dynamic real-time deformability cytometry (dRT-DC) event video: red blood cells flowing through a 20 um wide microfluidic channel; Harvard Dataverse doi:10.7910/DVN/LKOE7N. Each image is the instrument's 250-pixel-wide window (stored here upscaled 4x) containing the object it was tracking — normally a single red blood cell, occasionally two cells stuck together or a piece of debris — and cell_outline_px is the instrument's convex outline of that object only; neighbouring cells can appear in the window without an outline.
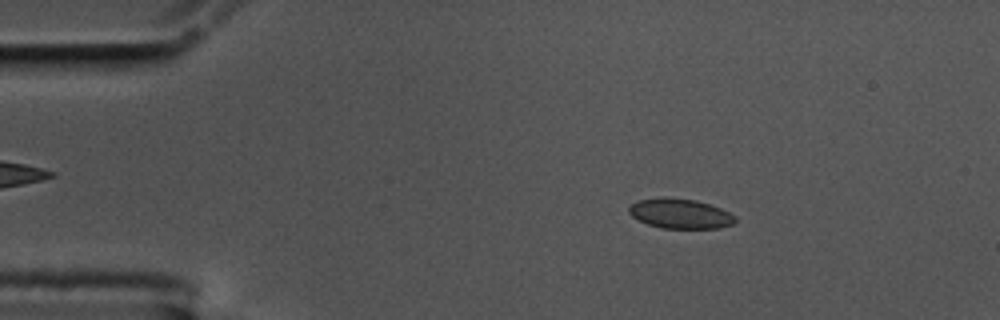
{"species": "common noctule bat (a hibernating species)", "species_latin": "Nyctalus noctula", "temperature_condition": "cold", "stored_images_in_passage": 57, "camera_frame_rate_fps": 3000, "um_per_image_px": 0.085, "animal": {"sex": "male", "body_mass_g": 17.5, "forearm_length_mm": 52.3}, "frame": {"image": 1, "passage_image": 9, "time_ms": 2.667, "image_size_px": [1000, 320], "cell_outline_px": [[736, 220], [732, 224], [720, 228], [664, 228], [648, 224], [632, 216], [628, 212], [628, 208], [632, 204], [640, 200], [696, 200], [720, 208], [736, 216]], "centroid_in_image_um": [57.87, 18.21], "position_along_channel_um": 27.1, "area_um2": 17.57}}
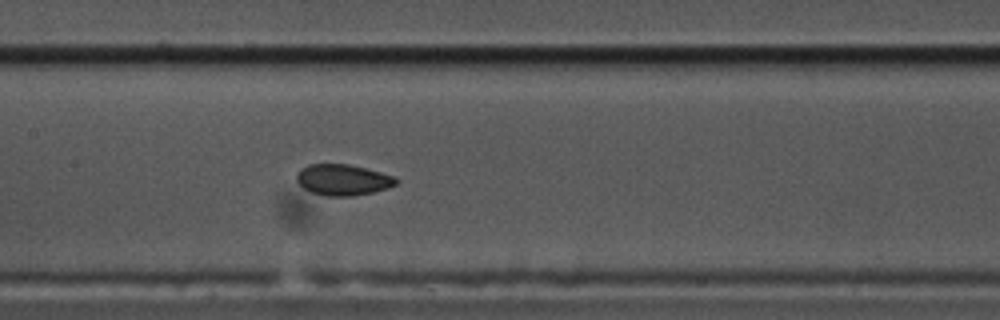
{"frame": {"image": 2, "passage_image": 27, "time_ms": 8.667, "image_size_px": [1000, 320], "cell_outline_px": [[400, 180], [396, 184], [388, 188], [372, 192], [352, 196], [324, 196], [312, 192], [304, 188], [296, 180], [296, 176], [300, 168], [308, 164], [348, 164], [396, 176]], "centroid_in_image_um": [29.15, 15.28], "position_along_channel_um": 178.2, "area_um2": 18.03}}
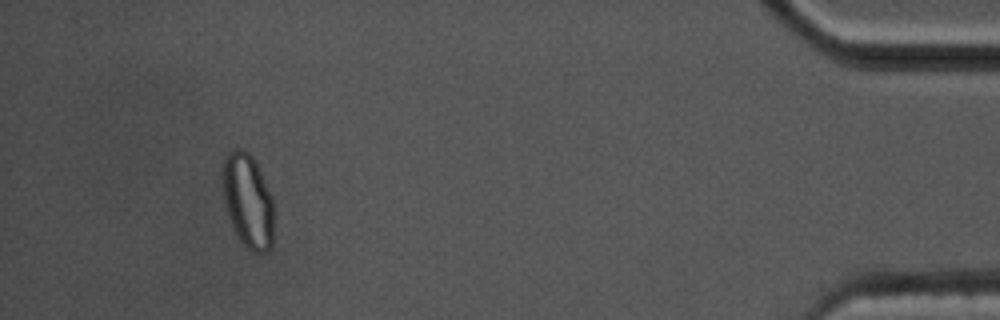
{"frame": {"image": 3, "passage_image": 53, "time_ms": 17.333, "image_size_px": [1000, 320], "cell_outline_px": [[272, 248], [268, 252], [252, 252], [240, 240], [232, 228], [228, 216], [224, 200], [220, 176], [220, 168], [224, 156], [232, 148], [240, 148], [248, 152], [252, 156], [260, 172], [272, 200]], "centroid_in_image_um": [21.0, 17.03], "position_along_channel_um": 414.2, "area_um2": 28.32}, "authors_computed_cell_mechanics": {"area_um2": 18.6116, "velocity_mm_per_s": 3.4778, "shape_relaxation_time_tau1_ms": 7.3027, "shape_relaxation_time_tau2_ms": 1.9628, "deformation_change_tau1": 0.1203, "deformation_change_tau2": 0.0451}}